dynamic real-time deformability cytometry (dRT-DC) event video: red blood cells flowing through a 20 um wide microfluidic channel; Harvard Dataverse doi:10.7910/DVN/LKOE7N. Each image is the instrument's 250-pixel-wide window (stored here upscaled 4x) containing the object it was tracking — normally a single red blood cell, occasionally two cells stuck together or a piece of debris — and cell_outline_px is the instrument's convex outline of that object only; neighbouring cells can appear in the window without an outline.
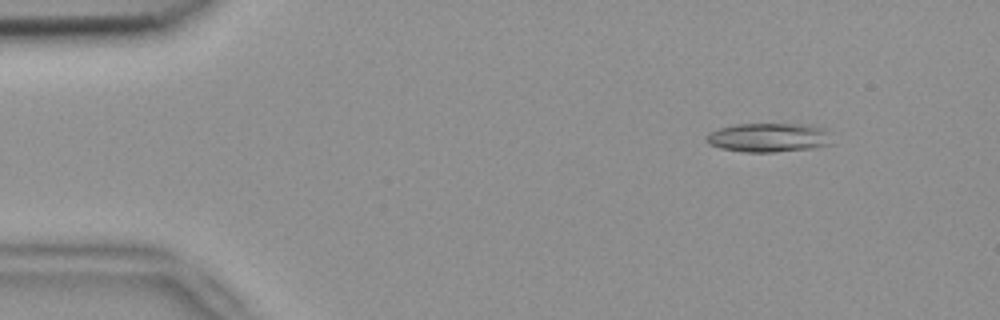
{"species": "common noctule bat (a hibernating species)", "species_latin": "Nyctalus noctula", "temperature_condition": "room temperature", "stored_images_in_passage": 51, "camera_frame_rate_fps": 3000, "um_per_image_px": 0.085, "animal": {"sex": "female", "body_mass_g": 18.4}, "frame": {"image": 1, "passage_image": 5, "time_ms": 1.333, "image_size_px": [1000, 320], "cell_outline_px": [[832, 144], [812, 148], [776, 152], [744, 152], [720, 148], [708, 144], [704, 140], [704, 136], [708, 132], [716, 128], [736, 124], [808, 124], [824, 128], [832, 132]], "centroid_in_image_um": [65.33, 11.68], "position_along_channel_um": 19.7, "area_um2": 21.85}}
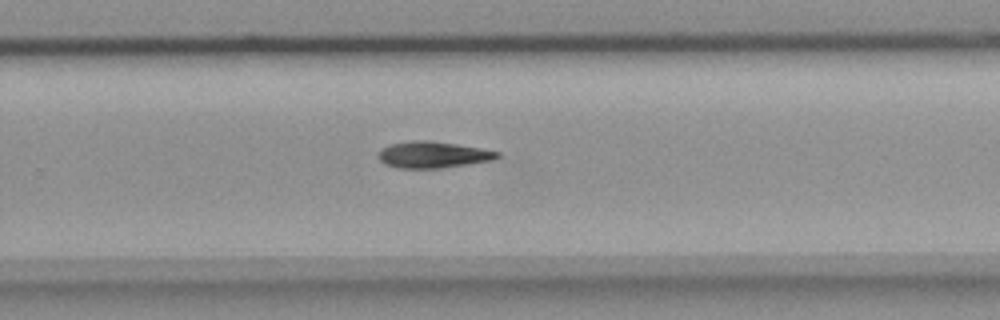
{"frame": {"image": 2, "passage_image": 33, "time_ms": 10.667, "image_size_px": [1000, 320], "cell_outline_px": [[500, 156], [492, 160], [444, 168], [400, 168], [384, 164], [376, 156], [376, 152], [380, 148], [388, 144], [412, 140], [428, 140], [456, 144], [480, 148], [500, 152]], "centroid_in_image_um": [36.73, 13.14], "position_along_channel_um": 293.1, "area_um2": 18.55}}
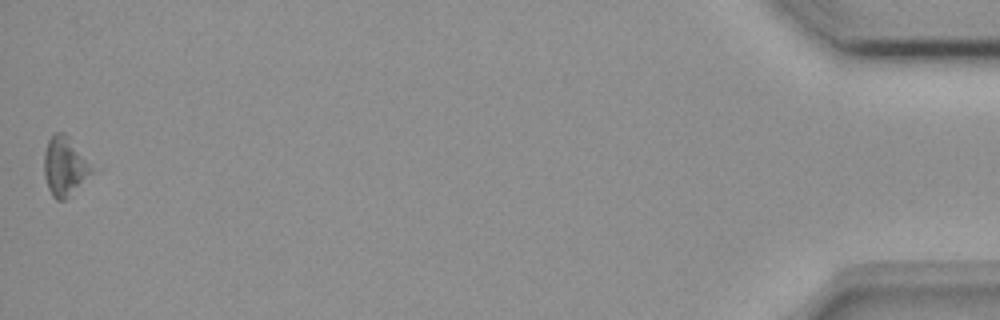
{"frame": {"image": 3, "passage_image": 51, "time_ms": 16.667, "image_size_px": [1000, 320], "cell_outline_px": [[96, 172], [64, 200], [56, 200], [52, 196], [48, 188], [44, 176], [44, 152], [48, 140], [56, 132], [64, 132]], "centroid_in_image_um": [5.49, 14.17], "position_along_channel_um": 429.7, "area_um2": 16.24}, "authors_computed_cell_mechanics": {"area_um2": 18.2648, "velocity_mm_per_s": 3.8508, "shape_relaxation_time_tau1_ms": 5.1995, "shape_relaxation_time_tau2_ms": null, "deformation_change_tau1": 0.101, "deformation_change_tau2": null}}